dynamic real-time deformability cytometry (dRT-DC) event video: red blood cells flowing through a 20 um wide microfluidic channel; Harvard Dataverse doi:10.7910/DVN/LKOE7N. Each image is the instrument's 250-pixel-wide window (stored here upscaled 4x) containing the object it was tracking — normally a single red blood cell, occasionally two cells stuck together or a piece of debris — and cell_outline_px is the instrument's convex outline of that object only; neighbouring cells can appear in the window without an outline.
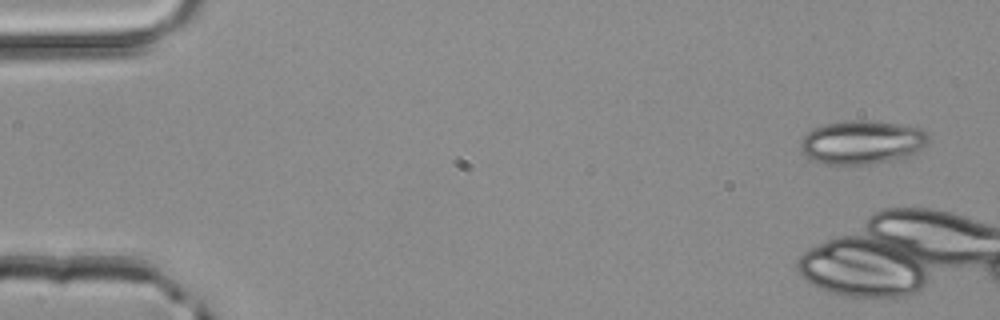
{"species": "common noctule bat (a hibernating species)", "species_latin": "Nyctalus noctula", "temperature_condition": "room temperature", "stored_images_in_passage": 4, "camera_frame_rate_fps": 3000, "um_per_image_px": 0.085, "animal": {"sex": "male", "body_mass_g": 20.4}, "frame": {"image": 1, "passage_image": 1, "time_ms": 0.0, "image_size_px": [1000, 320], "cell_outline_px": [[928, 140], [916, 152], [908, 156], [868, 164], [824, 164], [812, 160], [800, 152], [800, 144], [804, 136], [812, 128], [824, 124], [844, 120], [872, 120], [924, 128], [928, 132]], "centroid_in_image_um": [73.24, 12.07], "position_along_channel_um": 11.8, "area_um2": 32.66}}